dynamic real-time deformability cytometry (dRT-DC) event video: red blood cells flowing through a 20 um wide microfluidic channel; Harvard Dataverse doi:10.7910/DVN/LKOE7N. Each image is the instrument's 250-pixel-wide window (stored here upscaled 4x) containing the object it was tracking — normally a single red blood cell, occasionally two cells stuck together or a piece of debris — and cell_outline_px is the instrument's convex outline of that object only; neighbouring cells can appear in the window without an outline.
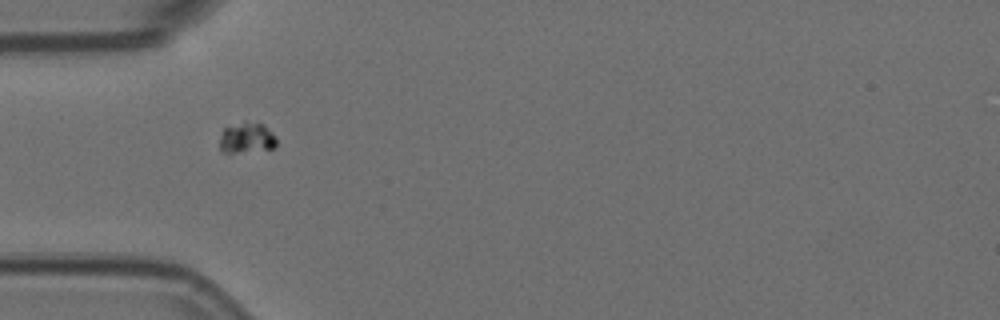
{"species": "Egyptian fruit bat (a non-hibernating species)", "species_latin": "Rousettus aegyptiacus", "temperature_condition": "room temperature", "stored_images_in_passage": 3, "camera_frame_rate_fps": 3000, "um_per_image_px": 0.085, "animal": {"sex": "female"}, "frame": {"image": 1, "passage_image": 2, "time_ms": 0.333, "image_size_px": [1000, 320], "cell_outline_px": [[276, 148], [236, 152], [224, 152], [220, 148], [220, 136], [224, 128], [244, 120], [264, 124], [276, 136]], "centroid_in_image_um": [20.99, 11.68], "position_along_channel_um": 64.0, "area_um2": 10.23}}